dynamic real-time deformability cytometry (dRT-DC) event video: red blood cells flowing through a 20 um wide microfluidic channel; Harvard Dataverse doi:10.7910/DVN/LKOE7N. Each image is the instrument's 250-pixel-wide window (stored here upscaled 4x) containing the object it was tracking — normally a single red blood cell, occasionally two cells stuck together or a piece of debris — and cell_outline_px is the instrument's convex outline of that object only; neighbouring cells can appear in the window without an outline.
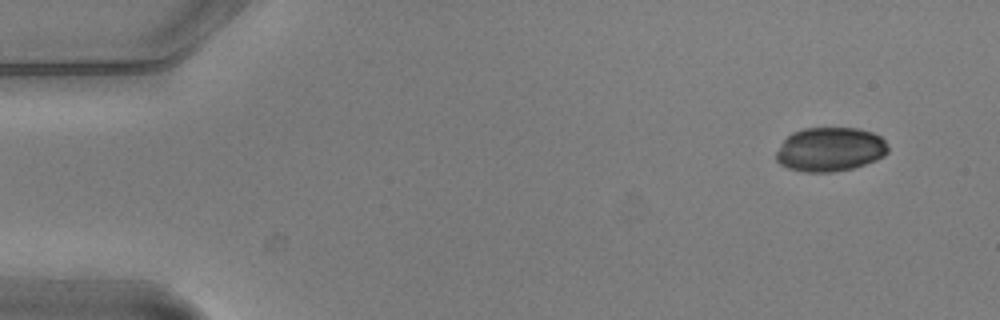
{"species": "common noctule bat (a hibernating species)", "species_latin": "Nyctalus noctula", "temperature_condition": "warm", "stored_images_in_passage": 5, "camera_frame_rate_fps": 3000, "um_per_image_px": 0.085, "animal": {"sex": "male", "body_mass_g": 20.5, "forearm_length_mm": 52.5}, "frame": {"image": 1, "passage_image": 1, "time_ms": 0.0, "image_size_px": [1000, 320], "cell_outline_px": [[888, 152], [884, 156], [876, 160], [852, 168], [832, 172], [804, 172], [788, 168], [780, 164], [776, 160], [776, 152], [784, 140], [792, 132], [804, 128], [860, 128], [872, 132], [880, 136], [884, 140], [888, 148]], "centroid_in_image_um": [70.55, 12.69], "position_along_channel_um": 14.4, "area_um2": 28.78}}
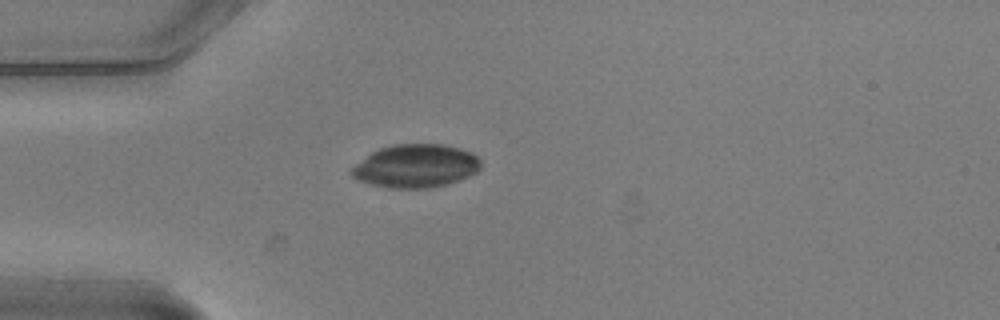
{"frame": {"image": 2, "passage_image": 4, "time_ms": 1.0, "image_size_px": [1000, 320], "cell_outline_px": [[480, 168], [476, 172], [460, 180], [448, 184], [428, 188], [388, 188], [372, 184], [360, 180], [352, 176], [348, 172], [356, 164], [372, 152], [380, 148], [392, 144], [440, 144], [460, 148], [472, 152], [480, 160]], "centroid_in_image_um": [35.35, 14.11], "position_along_channel_um": 49.7, "area_um2": 32.48}}